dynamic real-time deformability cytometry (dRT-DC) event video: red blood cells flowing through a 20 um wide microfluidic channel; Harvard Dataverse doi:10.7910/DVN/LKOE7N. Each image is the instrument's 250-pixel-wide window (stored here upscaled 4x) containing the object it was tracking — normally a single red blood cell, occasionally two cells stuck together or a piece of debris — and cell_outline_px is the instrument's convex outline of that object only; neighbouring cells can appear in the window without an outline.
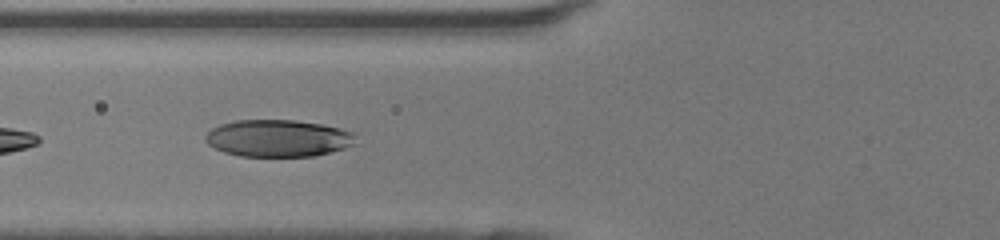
{"species": "human", "species_latin": "Homo sapiens", "temperature_condition": "room temperature", "stored_images_in_passage": 31, "camera_frame_rate_fps": 3000, "um_per_image_px": 0.085, "donor": {"sex": "female"}, "frame": {"image": 1, "passage_image": 3, "time_ms": 0.667, "image_size_px": [1000, 240], "cell_outline_px": [[356, 132], [352, 144], [344, 148], [312, 156], [240, 156], [224, 152], [208, 144], [204, 140], [204, 136], [212, 128], [220, 124], [236, 120], [296, 120], [320, 124], [340, 128]], "centroid_in_image_um": [23.6, 11.74], "position_along_channel_um": 102.2, "area_um2": 32.31}}
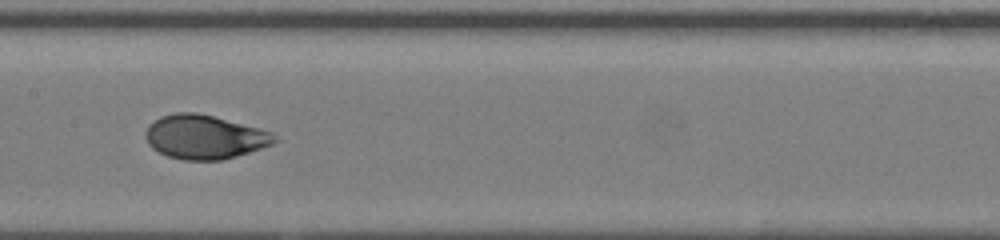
{"frame": {"image": 2, "passage_image": 9, "time_ms": 2.667, "image_size_px": [1000, 240], "cell_outline_px": [[280, 140], [272, 144], [236, 156], [220, 160], [184, 160], [168, 156], [152, 148], [148, 144], [144, 136], [144, 132], [148, 124], [160, 116], [176, 112], [196, 112], [212, 116], [272, 132]], "centroid_in_image_um": [17.34, 11.64], "position_along_channel_um": 190.1, "area_um2": 32.95}}
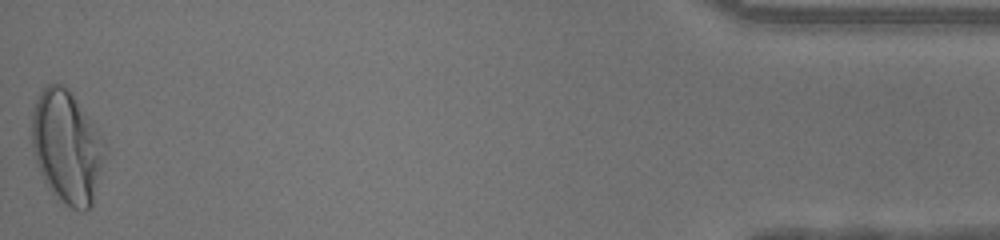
{"frame": {"image": 3, "passage_image": 31, "time_ms": 10.0, "image_size_px": [1000, 240], "cell_outline_px": [[104, 156], [92, 204], [84, 212], [80, 212], [56, 200], [48, 188], [36, 164], [32, 152], [32, 112], [36, 100], [40, 92], [48, 84], [56, 80], [68, 88], [100, 132], [104, 140]], "centroid_in_image_um": [5.65, 12.49], "position_along_channel_um": 429.5, "area_um2": 48.21}, "authors_computed_cell_mechanics": {"area_um2": 33.235, "velocity_mm_per_s": 4.3703, "shape_relaxation_time_tau1_ms": 2.9328, "shape_relaxation_time_tau2_ms": null, "deformation_change_tau1": 0.1843, "deformation_change_tau2": null}}